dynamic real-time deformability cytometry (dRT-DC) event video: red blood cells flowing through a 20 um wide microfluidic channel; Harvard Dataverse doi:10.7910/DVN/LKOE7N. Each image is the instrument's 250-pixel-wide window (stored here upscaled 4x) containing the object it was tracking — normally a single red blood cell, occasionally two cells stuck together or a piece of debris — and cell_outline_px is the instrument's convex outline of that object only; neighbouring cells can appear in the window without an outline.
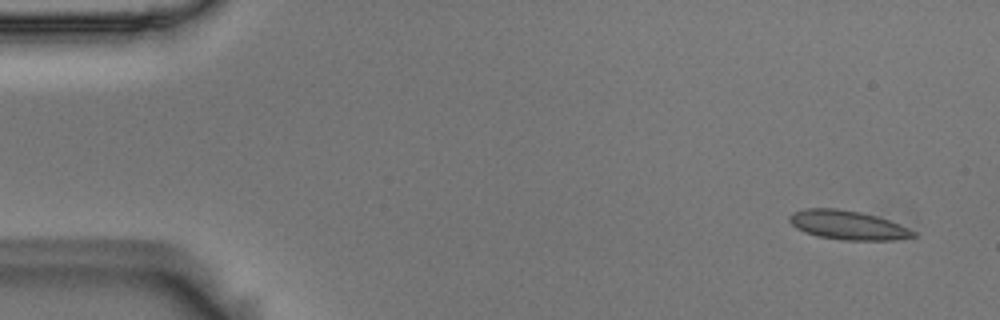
{"species": "Egyptian fruit bat (a non-hibernating species)", "species_latin": "Rousettus aegyptiacus", "temperature_condition": "room temperature", "stored_images_in_passage": 4, "camera_frame_rate_fps": 3000, "um_per_image_px": 0.085, "animal": {"sex": "male"}, "frame": {"image": 1, "passage_image": 1, "time_ms": 0.0, "image_size_px": [1000, 320], "cell_outline_px": [[916, 236], [892, 240], [840, 240], [816, 236], [804, 232], [796, 228], [788, 220], [788, 216], [792, 212], [804, 208], [836, 208], [860, 212], [876, 216], [900, 224], [916, 232]], "centroid_in_image_um": [72.01, 19.13], "position_along_channel_um": 13.0, "area_um2": 21.1}}
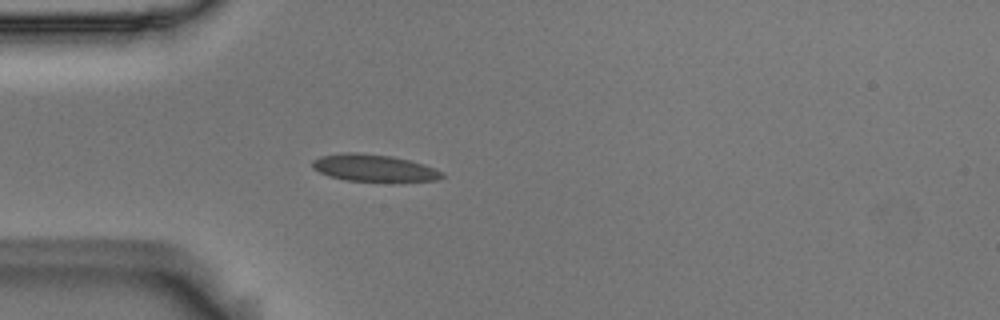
{"frame": {"image": 2, "passage_image": 4, "time_ms": 1.0, "image_size_px": [1000, 320], "cell_outline_px": [[444, 176], [440, 180], [392, 184], [344, 180], [328, 176], [312, 168], [312, 160], [320, 156], [344, 152], [356, 152], [392, 156], [424, 164], [436, 168], [444, 172]], "centroid_in_image_um": [31.86, 14.33], "position_along_channel_um": 53.1, "area_um2": 21.56}}